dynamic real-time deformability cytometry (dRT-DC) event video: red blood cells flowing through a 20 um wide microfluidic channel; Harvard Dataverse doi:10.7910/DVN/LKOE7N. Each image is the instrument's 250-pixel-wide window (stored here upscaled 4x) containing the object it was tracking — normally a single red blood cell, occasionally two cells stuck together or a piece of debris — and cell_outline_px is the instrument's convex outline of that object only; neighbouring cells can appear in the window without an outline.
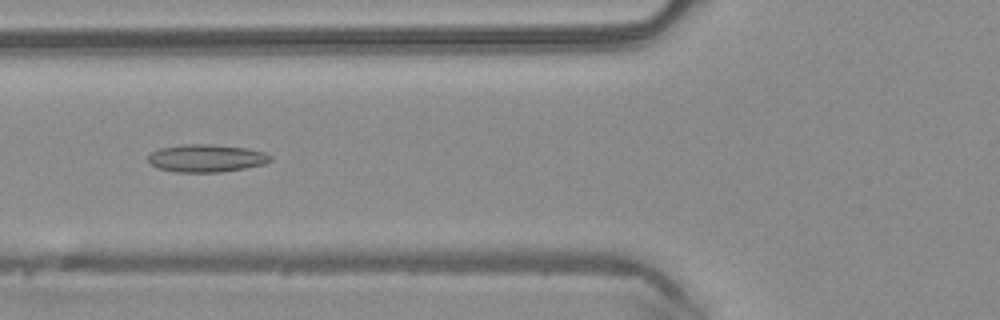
{"species": "common noctule bat (a hibernating species)", "species_latin": "Nyctalus noctula", "temperature_condition": "warm", "stored_images_in_passage": 43, "camera_frame_rate_fps": 3000, "um_per_image_px": 0.085, "animal": {"sex": "male", "body_mass_g": 20.4}, "frame": {"image": 1, "passage_image": 13, "time_ms": 4.0, "image_size_px": [1000, 320], "cell_outline_px": [[272, 160], [264, 164], [244, 168], [220, 172], [176, 172], [156, 168], [148, 160], [148, 156], [152, 152], [160, 148], [184, 144], [212, 144], [244, 148], [264, 152], [272, 156]], "centroid_in_image_um": [17.53, 13.45], "position_along_channel_um": 108.3, "area_um2": 19.65}}
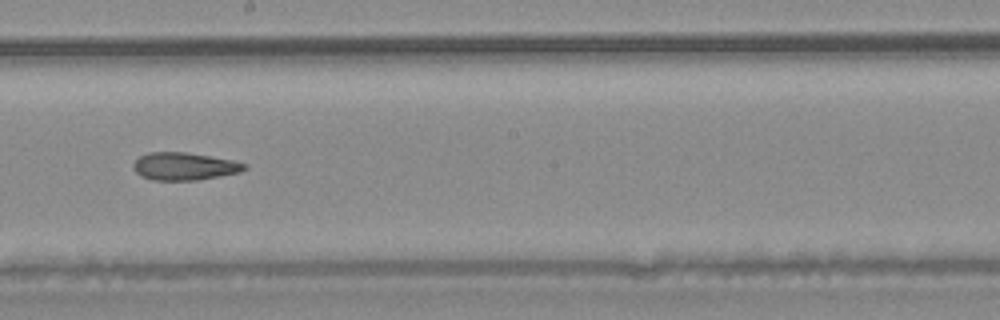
{"frame": {"image": 2, "passage_image": 22, "time_ms": 7.0, "image_size_px": [1000, 320], "cell_outline_px": [[248, 168], [240, 172], [220, 176], [196, 180], [152, 180], [140, 176], [136, 172], [132, 164], [140, 156], [148, 152], [184, 152], [232, 160], [248, 164]], "centroid_in_image_um": [15.67, 14.14], "position_along_channel_um": 232.5, "area_um2": 17.86}}
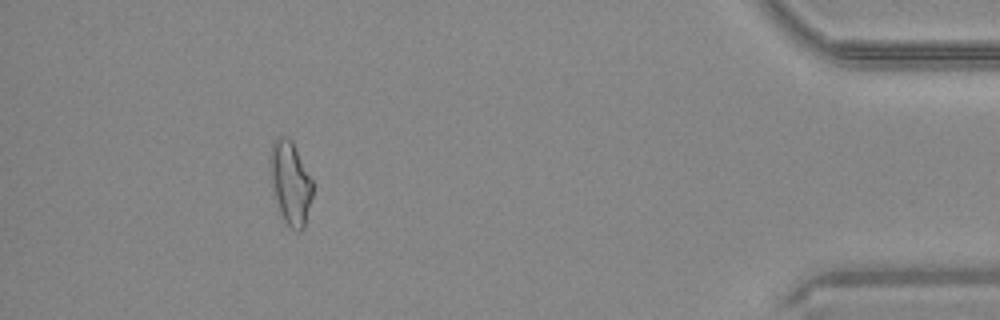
{"frame": {"image": 3, "passage_image": 39, "time_ms": 12.667, "image_size_px": [1000, 320], "cell_outline_px": [[312, 196], [304, 228], [300, 232], [296, 232], [284, 220], [280, 212], [272, 188], [268, 160], [268, 156], [272, 140], [276, 136], [288, 136], [292, 140], [312, 180]], "centroid_in_image_um": [24.65, 15.48], "position_along_channel_um": 410.6, "area_um2": 20.87}, "authors_computed_cell_mechanics": {"area_um2": 18.9006, "velocity_mm_per_s": 4.1301, "shape_relaxation_time_tau1_ms": null, "shape_relaxation_time_tau2_ms": 5.295, "deformation_change_tau1": null, "deformation_change_tau2": 0.1498}}